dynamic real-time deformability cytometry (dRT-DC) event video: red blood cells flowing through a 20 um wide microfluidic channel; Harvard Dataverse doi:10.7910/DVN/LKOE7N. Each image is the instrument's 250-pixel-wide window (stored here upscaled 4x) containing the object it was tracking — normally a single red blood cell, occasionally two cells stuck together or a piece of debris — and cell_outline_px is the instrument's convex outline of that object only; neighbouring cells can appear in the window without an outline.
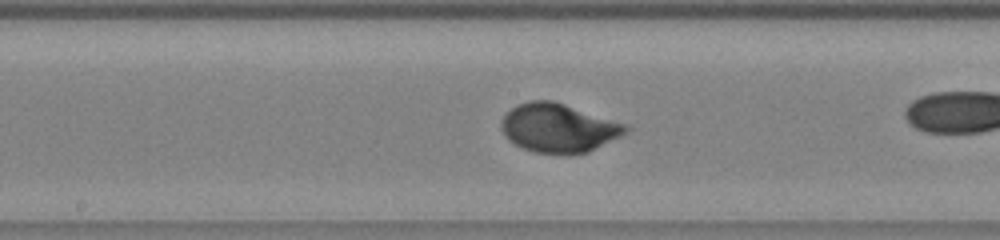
{"species": "human", "species_latin": "Homo sapiens", "temperature_condition": "warm", "stored_images_in_passage": 21, "camera_frame_rate_fps": 3000, "um_per_image_px": 0.085, "donor": {"sex": "male"}, "frame": {"image": 1, "passage_image": 10, "time_ms": 3.0, "image_size_px": [1000, 240], "cell_outline_px": [[628, 132], [588, 152], [564, 156], [536, 152], [524, 148], [508, 140], [504, 136], [500, 124], [504, 116], [516, 104], [528, 100], [552, 100], [624, 124], [628, 128]], "centroid_in_image_um": [47.43, 10.89], "position_along_channel_um": 200.8, "area_um2": 35.2}}